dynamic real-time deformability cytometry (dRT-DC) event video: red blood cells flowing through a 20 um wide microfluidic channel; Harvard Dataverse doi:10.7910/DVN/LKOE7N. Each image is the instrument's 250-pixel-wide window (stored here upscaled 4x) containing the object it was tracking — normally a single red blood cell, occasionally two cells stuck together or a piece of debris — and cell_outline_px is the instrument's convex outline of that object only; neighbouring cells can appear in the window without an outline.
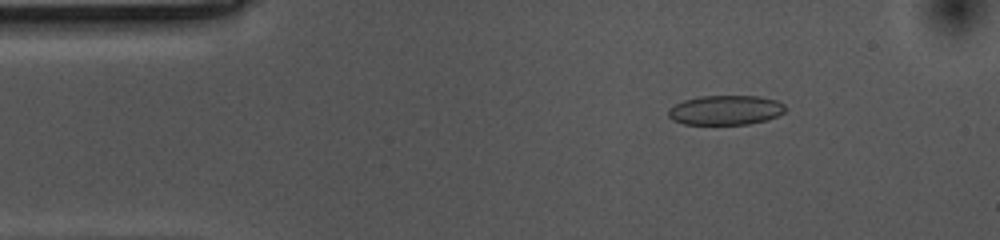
{"species": "common noctule bat (a hibernating species)", "species_latin": "Nyctalus noctula", "temperature_condition": "cold", "stored_images_in_passage": 55, "camera_frame_rate_fps": 3000, "um_per_image_px": 0.085, "animal": {"sex": "female", "body_mass_g": 10.0, "forearm_length_mm": 53.1}, "frame": {"image": 1, "passage_image": 7, "time_ms": 2.0, "image_size_px": [1000, 240], "cell_outline_px": [[784, 108], [776, 116], [764, 120], [744, 124], [688, 124], [676, 120], [672, 116], [672, 108], [688, 100], [708, 96], [752, 96], [772, 100], [780, 104]], "centroid_in_image_um": [61.71, 9.37], "position_along_channel_um": 23.3, "area_um2": 18.67}}
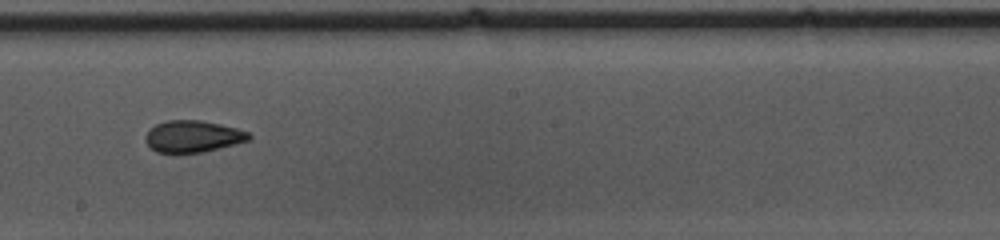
{"frame": {"image": 2, "passage_image": 29, "time_ms": 9.333, "image_size_px": [1000, 240], "cell_outline_px": [[248, 140], [196, 152], [160, 152], [152, 148], [148, 144], [148, 132], [156, 124], [172, 120], [192, 120], [216, 124], [248, 132]], "centroid_in_image_um": [16.34, 11.58], "position_along_channel_um": 231.9, "area_um2": 17.69}}
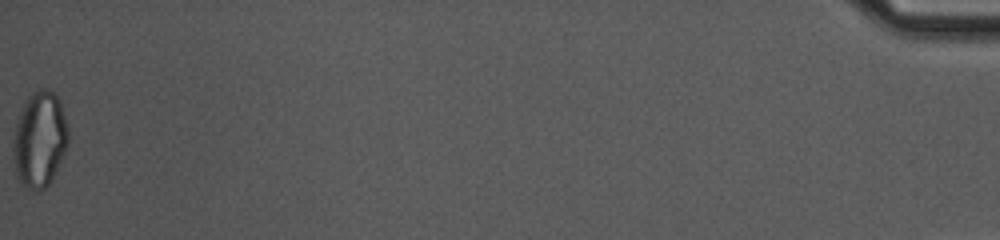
{"frame": {"image": 3, "passage_image": 55, "time_ms": 18.0, "image_size_px": [1000, 240], "cell_outline_px": [[64, 148], [48, 180], [44, 184], [24, 180], [20, 172], [16, 152], [16, 140], [20, 124], [24, 112], [28, 104], [40, 92], [48, 92], [56, 100], [64, 124]], "centroid_in_image_um": [3.41, 11.8], "position_along_channel_um": 431.8, "area_um2": 24.1}, "authors_computed_cell_mechanics": {"area_um2": 18.0336, "velocity_mm_per_s": 3.5476, "shape_relaxation_time_tau1_ms": null, "shape_relaxation_time_tau2_ms": 2.0596, "deformation_change_tau1": null, "deformation_change_tau2": 0.0774}}